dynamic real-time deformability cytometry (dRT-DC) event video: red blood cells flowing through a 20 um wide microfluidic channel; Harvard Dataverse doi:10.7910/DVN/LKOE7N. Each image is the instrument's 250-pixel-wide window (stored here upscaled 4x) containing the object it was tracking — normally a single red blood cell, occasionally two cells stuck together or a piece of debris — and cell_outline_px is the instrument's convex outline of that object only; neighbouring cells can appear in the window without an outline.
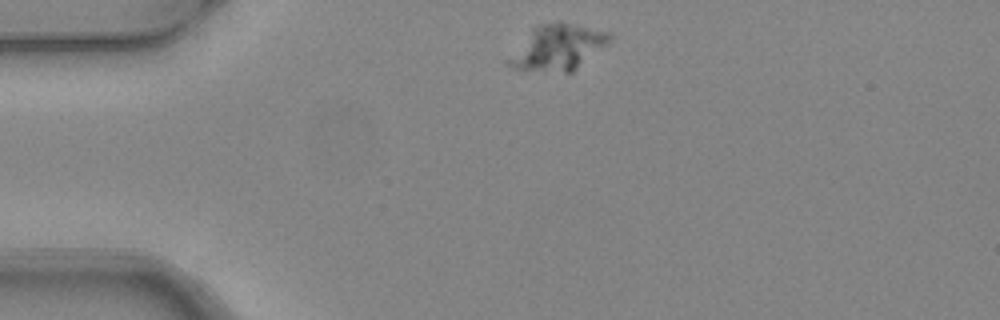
{"species": "common noctule bat (a hibernating species)", "species_latin": "Nyctalus noctula", "temperature_condition": "warm", "stored_images_in_passage": 2, "camera_frame_rate_fps": 3000, "um_per_image_px": 0.085, "animal": {"sex": "female", "body_mass_g": 24.6, "forearm_length_mm": 56.2}, "frame": {"image": 1, "passage_image": 1, "time_ms": 0.0, "image_size_px": [1000, 320], "cell_outline_px": [[616, 36], [612, 40], [572, 72], [564, 72], [516, 68], [508, 64], [504, 60], [532, 28], [536, 24], [556, 20], [560, 20], [608, 32]], "centroid_in_image_um": [47.41, 3.98], "position_along_channel_um": 37.6, "area_um2": 26.93}}